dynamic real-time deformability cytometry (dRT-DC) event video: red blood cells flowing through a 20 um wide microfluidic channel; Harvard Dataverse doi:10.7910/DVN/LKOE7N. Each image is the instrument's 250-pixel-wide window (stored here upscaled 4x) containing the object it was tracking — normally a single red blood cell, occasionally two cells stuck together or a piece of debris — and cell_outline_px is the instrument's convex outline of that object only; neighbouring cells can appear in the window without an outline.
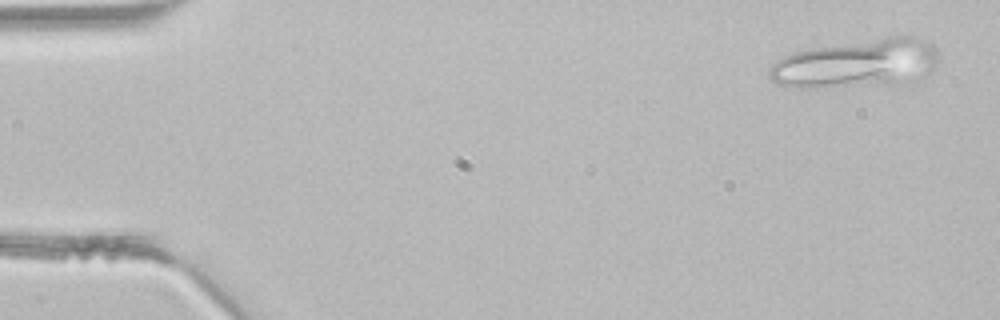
{"species": "common noctule bat (a hibernating species)", "species_latin": "Nyctalus noctula", "temperature_condition": "room temperature", "stored_images_in_passage": 5, "segment_of_instrument_passage": [1, 2], "camera_frame_rate_fps": 3000, "um_per_image_px": 0.085, "animal": {"sex": "male", "body_mass_g": 21.5, "forearm_length_mm": 52.0}, "frame": {"image": 1, "passage_image": 1, "time_ms": 0.0, "image_size_px": [1000, 320], "cell_outline_px": [[936, 60], [932, 68], [924, 76], [892, 80], [832, 84], [780, 84], [772, 80], [768, 76], [768, 72], [772, 64], [784, 56], [796, 52], [812, 48], [888, 36], [916, 36], [932, 44], [936, 48]], "centroid_in_image_um": [72.85, 5.27], "position_along_channel_um": 12.2, "area_um2": 44.22}}